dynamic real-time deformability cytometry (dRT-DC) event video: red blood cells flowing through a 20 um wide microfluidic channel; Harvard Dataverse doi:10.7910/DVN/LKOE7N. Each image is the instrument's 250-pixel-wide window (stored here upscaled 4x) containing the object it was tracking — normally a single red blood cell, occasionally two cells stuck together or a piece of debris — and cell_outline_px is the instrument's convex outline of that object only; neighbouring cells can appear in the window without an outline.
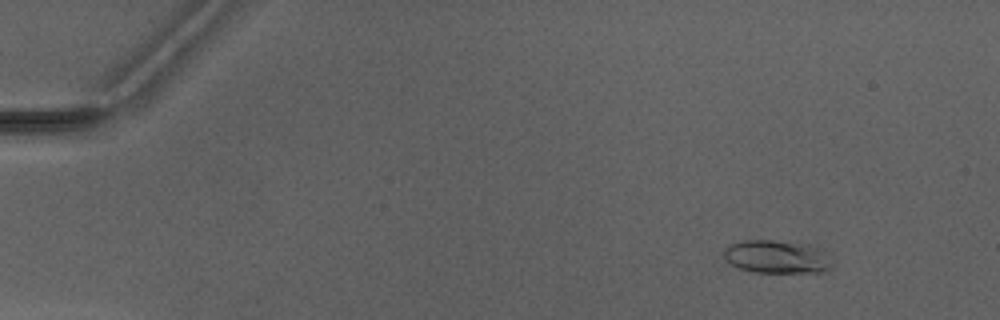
{"species": "Egyptian fruit bat (a non-hibernating species)", "species_latin": "Rousettus aegyptiacus", "temperature_condition": "warm", "stored_images_in_passage": 7, "camera_frame_rate_fps": 3000, "um_per_image_px": 0.085, "animal": {"sex": "male"}, "frame": {"image": 1, "passage_image": 2, "time_ms": 1.0, "image_size_px": [1000, 320], "cell_outline_px": [[832, 264], [824, 272], [756, 272], [740, 268], [732, 264], [724, 256], [724, 248], [728, 244], [744, 240], [772, 240], [808, 244], [832, 256]], "centroid_in_image_um": [66.04, 21.82], "position_along_channel_um": 19.0, "area_um2": 20.81}}
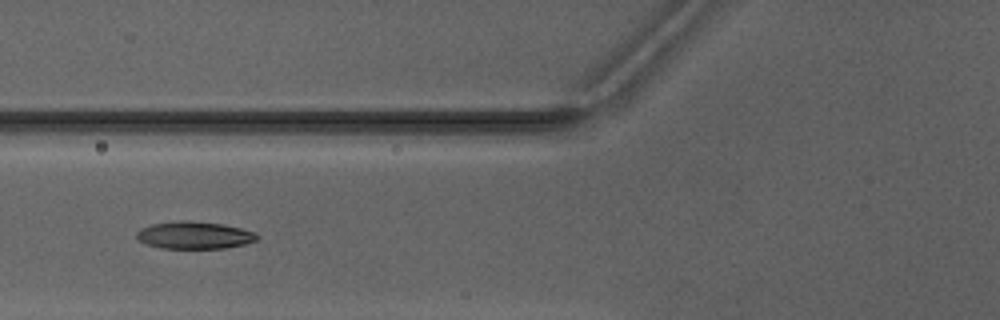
{"frame": {"image": 2, "passage_image": 6, "time_ms": 6.0, "image_size_px": [1000, 320], "cell_outline_px": [[260, 236], [256, 240], [244, 244], [224, 248], [160, 248], [144, 244], [136, 236], [136, 232], [140, 228], [152, 224], [184, 220], [188, 220], [224, 224], [256, 232]], "centroid_in_image_um": [16.52, 19.99], "position_along_channel_um": 109.3, "area_um2": 19.25}}
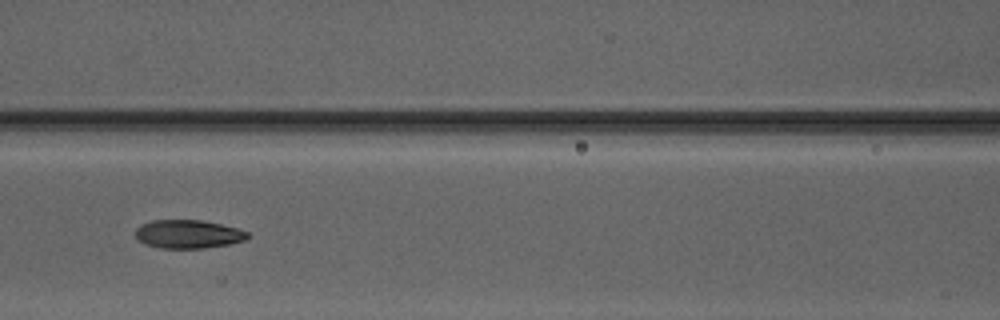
{"frame": {"image": 3, "passage_image": 7, "time_ms": 7.0, "image_size_px": [1000, 320], "cell_outline_px": [[248, 236], [244, 240], [228, 244], [204, 248], [160, 248], [144, 244], [136, 240], [136, 228], [140, 224], [152, 220], [200, 220], [220, 224], [236, 228], [248, 232]], "centroid_in_image_um": [15.93, 19.9], "position_along_channel_um": 150.7, "area_um2": 18.55}}